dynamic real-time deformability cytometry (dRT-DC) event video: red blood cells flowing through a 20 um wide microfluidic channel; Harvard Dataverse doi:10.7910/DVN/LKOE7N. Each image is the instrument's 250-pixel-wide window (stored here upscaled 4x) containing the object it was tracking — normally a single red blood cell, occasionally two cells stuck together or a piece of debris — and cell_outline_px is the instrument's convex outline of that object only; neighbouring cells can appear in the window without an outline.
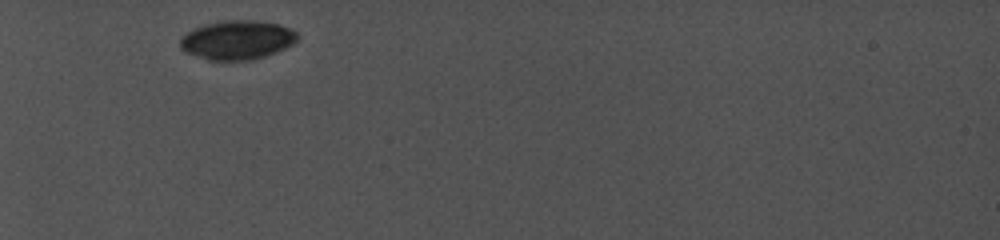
{"species": "common noctule bat (a hibernating species)", "species_latin": "Nyctalus noctula", "temperature_condition": "cold", "stored_images_in_passage": 11, "camera_frame_rate_fps": 5000, "um_per_image_px": 0.085, "animal": {"sex": "female", "body_mass_g": 19.0, "forearm_length_mm": 56.7}, "frame": {"image": 1, "passage_image": 1, "time_ms": 0.0, "image_size_px": [1000, 240], "cell_outline_px": [[300, 36], [292, 44], [276, 52], [252, 60], [208, 60], [184, 52], [180, 48], [180, 36], [192, 28], [204, 24], [228, 20], [256, 20], [280, 24], [292, 28]], "centroid_in_image_um": [20.14, 3.39], "position_along_channel_um": 64.9, "area_um2": 26.99}}
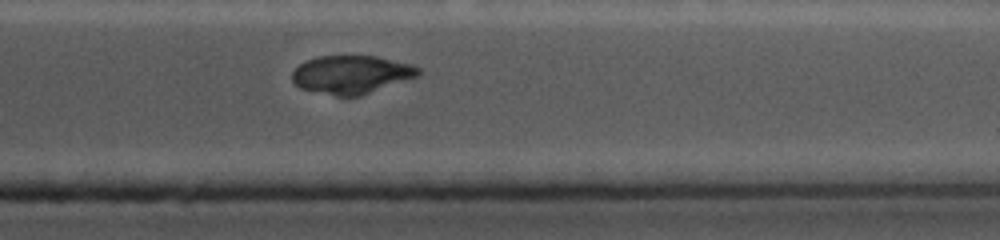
{"frame": {"image": 2, "passage_image": 10, "time_ms": 9.0, "image_size_px": [1000, 240], "cell_outline_px": [[420, 72], [416, 76], [360, 96], [336, 96], [300, 88], [292, 80], [292, 72], [300, 64], [316, 56], [376, 56], [412, 64], [420, 68]], "centroid_in_image_um": [29.85, 6.33], "position_along_channel_um": 381.6, "area_um2": 27.8}}
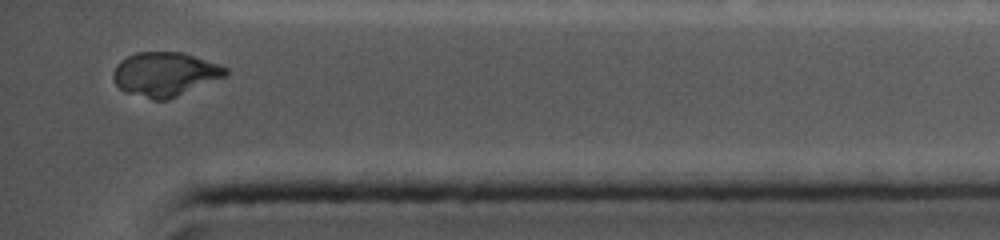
{"frame": {"image": 3, "passage_image": 11, "time_ms": 10.0, "image_size_px": [1000, 240], "cell_outline_px": [[228, 76], [168, 100], [152, 100], [128, 92], [120, 88], [116, 84], [112, 76], [112, 72], [116, 64], [120, 60], [136, 52], [180, 52], [220, 64], [228, 68]], "centroid_in_image_um": [14.04, 6.31], "position_along_channel_um": 421.2, "area_um2": 29.02}, "authors_computed_cell_mechanics": {"area_um2": 29.4202, "velocity_mm_per_s": 3.9095, "shape_relaxation_time_tau1_ms": null, "shape_relaxation_time_tau2_ms": 0.6683, "deformation_change_tau1": null, "deformation_change_tau2": 0.0277}}